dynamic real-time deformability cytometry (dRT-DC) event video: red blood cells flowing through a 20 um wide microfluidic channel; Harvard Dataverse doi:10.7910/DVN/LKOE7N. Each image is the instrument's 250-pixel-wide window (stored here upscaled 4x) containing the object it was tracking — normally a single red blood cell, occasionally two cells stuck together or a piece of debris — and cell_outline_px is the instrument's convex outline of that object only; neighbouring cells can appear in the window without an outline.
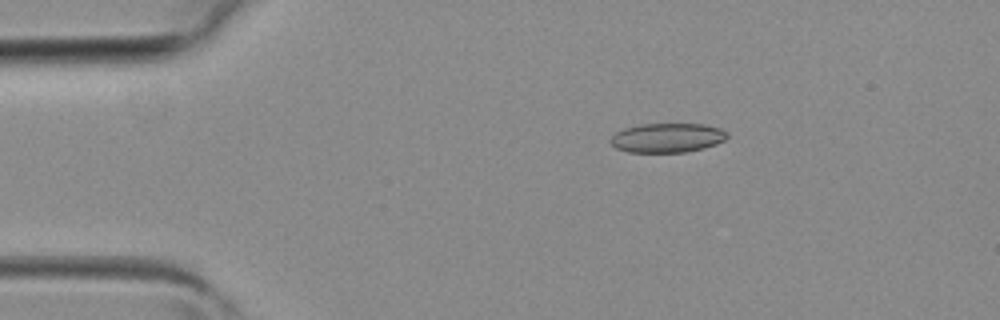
{"species": "common noctule bat (a hibernating species)", "species_latin": "Nyctalus noctula", "temperature_condition": "room temperature", "stored_images_in_passage": 3, "camera_frame_rate_fps": 3000, "um_per_image_px": 0.085, "animal": {"sex": "female", "body_mass_g": 19.3, "forearm_length_mm": 54.1}, "frame": {"image": 1, "passage_image": 2, "time_ms": 0.333, "image_size_px": [1000, 320], "cell_outline_px": [[728, 136], [724, 140], [716, 144], [704, 148], [684, 152], [628, 152], [616, 148], [608, 140], [616, 132], [624, 128], [640, 124], [704, 124], [720, 128], [728, 132]], "centroid_in_image_um": [56.71, 11.71], "position_along_channel_um": 28.3, "area_um2": 20.0}}